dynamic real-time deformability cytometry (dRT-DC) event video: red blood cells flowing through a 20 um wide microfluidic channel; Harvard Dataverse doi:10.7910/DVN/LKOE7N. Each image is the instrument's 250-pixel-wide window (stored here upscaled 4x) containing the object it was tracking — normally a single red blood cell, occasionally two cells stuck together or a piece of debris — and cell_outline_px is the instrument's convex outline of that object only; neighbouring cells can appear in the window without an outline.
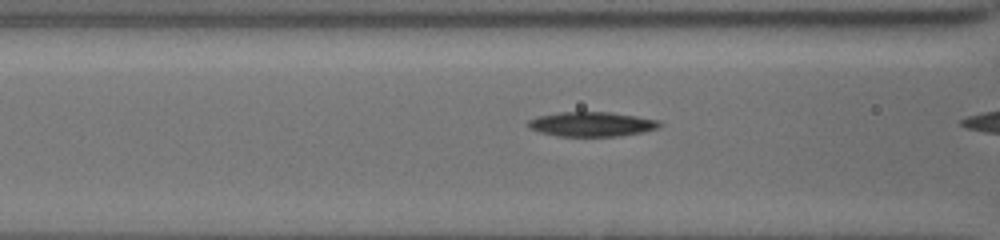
{"species": "common noctule bat (a hibernating species)", "species_latin": "Nyctalus noctula", "temperature_condition": "cold", "stored_images_in_passage": 12, "camera_frame_rate_fps": 3000, "um_per_image_px": 0.085, "animal": {"sex": "female", "body_mass_g": 19.5, "forearm_length_mm": 54.1}, "frame": {"image": 1, "passage_image": 6, "time_ms": 1.333, "image_size_px": [1000, 240], "cell_outline_px": [[660, 124], [656, 128], [640, 132], [616, 136], [556, 136], [540, 132], [528, 128], [528, 120], [536, 116], [560, 112], [612, 112], [660, 120]], "centroid_in_image_um": [50.23, 10.54], "position_along_channel_um": 116.4, "area_um2": 18.73}}